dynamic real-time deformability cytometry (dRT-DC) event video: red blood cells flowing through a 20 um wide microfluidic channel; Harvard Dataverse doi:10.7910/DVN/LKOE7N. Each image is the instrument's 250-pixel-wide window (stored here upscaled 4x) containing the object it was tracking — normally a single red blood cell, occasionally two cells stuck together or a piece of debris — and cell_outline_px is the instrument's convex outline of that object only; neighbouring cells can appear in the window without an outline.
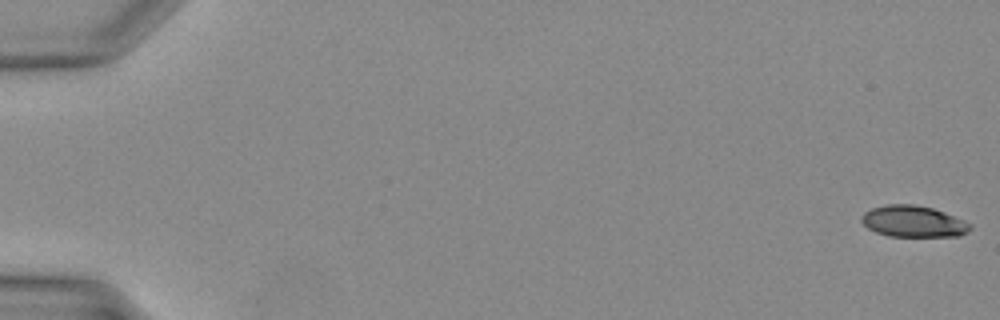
{"species": "Egyptian fruit bat (a non-hibernating species)", "species_latin": "Rousettus aegyptiacus", "temperature_condition": "warm", "stored_images_in_passage": 10, "camera_frame_rate_fps": 3000, "um_per_image_px": 0.085, "animal": {"sex": "female"}, "frame": {"image": 1, "passage_image": 1, "time_ms": 0.0, "image_size_px": [1000, 320], "cell_outline_px": [[972, 228], [968, 232], [960, 236], [888, 236], [876, 232], [868, 228], [860, 220], [860, 216], [864, 212], [872, 208], [888, 204], [912, 204], [932, 208], [944, 212], [964, 220], [972, 224]], "centroid_in_image_um": [77.64, 18.82], "position_along_channel_um": 7.4, "area_um2": 19.94}}